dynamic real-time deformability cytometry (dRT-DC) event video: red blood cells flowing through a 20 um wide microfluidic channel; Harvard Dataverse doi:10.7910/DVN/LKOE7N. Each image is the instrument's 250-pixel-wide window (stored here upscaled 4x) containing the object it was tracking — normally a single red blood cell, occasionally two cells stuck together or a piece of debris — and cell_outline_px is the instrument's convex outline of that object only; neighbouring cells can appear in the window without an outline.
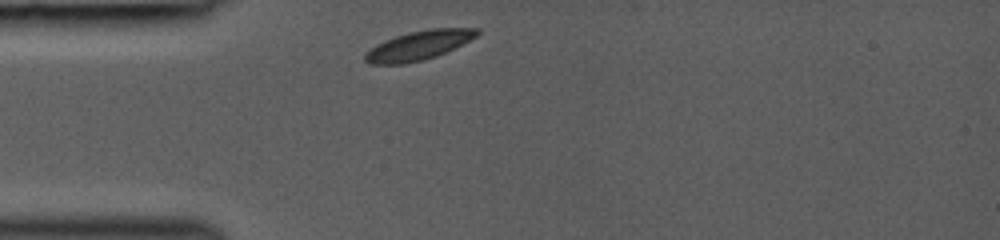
{"species": "common noctule bat (a hibernating species)", "species_latin": "Nyctalus noctula", "temperature_condition": "room temperature", "stored_images_in_passage": 28, "camera_frame_rate_fps": 3000, "um_per_image_px": 0.085, "animal": {"sex": "female", "body_mass_g": 19.0, "forearm_length_mm": 53.3}, "frame": {"image": 1, "passage_image": 1, "time_ms": 0.0, "image_size_px": [1000, 240], "cell_outline_px": [[480, 32], [476, 36], [436, 56], [424, 60], [404, 64], [368, 64], [364, 60], [364, 56], [376, 44], [384, 40], [408, 32], [432, 28], [480, 28]], "centroid_in_image_um": [35.56, 3.86], "position_along_channel_um": 49.4, "area_um2": 18.79}}
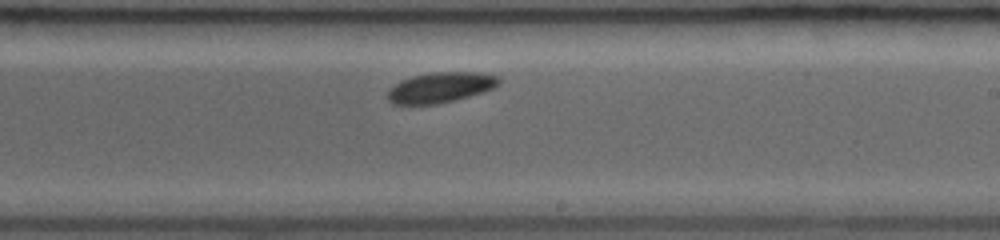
{"frame": {"image": 2, "passage_image": 16, "time_ms": 5.0, "image_size_px": [1000, 240], "cell_outline_px": [[500, 84], [484, 92], [456, 100], [436, 104], [392, 104], [388, 100], [388, 92], [396, 84], [412, 76], [432, 72], [476, 72], [500, 76]], "centroid_in_image_um": [37.49, 7.43], "position_along_channel_um": 251.5, "area_um2": 19.59}}
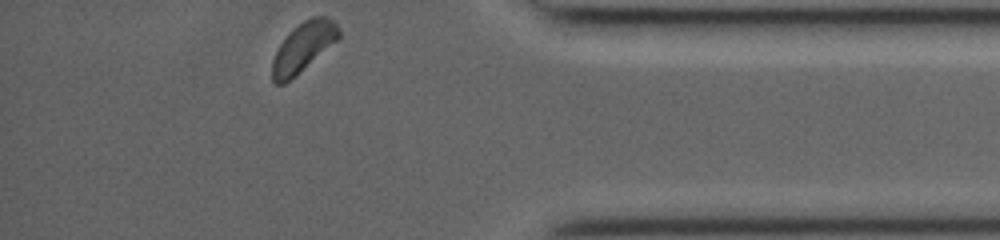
{"frame": {"image": 3, "passage_image": 28, "time_ms": 9.0, "image_size_px": [1000, 240], "cell_outline_px": [[340, 36], [336, 40], [284, 84], [276, 84], [272, 80], [272, 60], [280, 44], [288, 32], [292, 28], [304, 20], [312, 16], [328, 16], [340, 28]], "centroid_in_image_um": [25.75, 3.96], "position_along_channel_um": 409.4, "area_um2": 18.67}}